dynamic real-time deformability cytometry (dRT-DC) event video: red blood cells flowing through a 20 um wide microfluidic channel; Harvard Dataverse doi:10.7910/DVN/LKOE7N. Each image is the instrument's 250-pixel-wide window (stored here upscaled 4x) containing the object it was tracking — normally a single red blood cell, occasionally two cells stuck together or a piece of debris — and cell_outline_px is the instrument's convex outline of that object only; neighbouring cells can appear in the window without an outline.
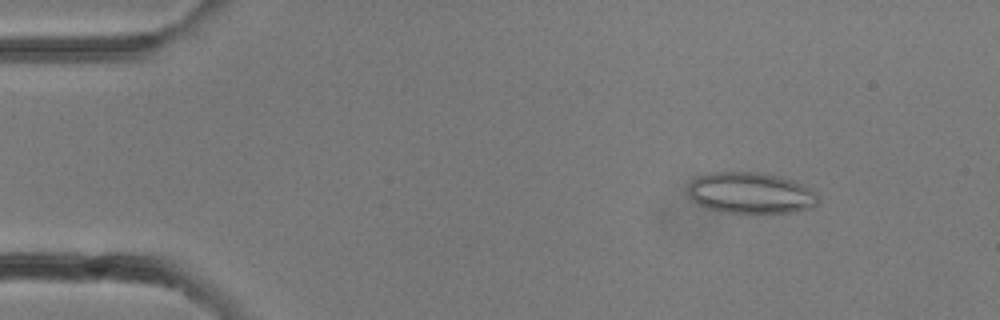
{"species": "common noctule bat (a hibernating species)", "species_latin": "Nyctalus noctula", "temperature_condition": "room temperature", "stored_images_in_passage": 11, "camera_frame_rate_fps": 3000, "um_per_image_px": 0.085, "animal": {"sex": "female"}, "frame": {"image": 1, "passage_image": 4, "time_ms": 1.0, "image_size_px": [1000, 320], "cell_outline_px": [[820, 200], [816, 204], [808, 208], [792, 212], [728, 212], [708, 208], [692, 200], [688, 188], [688, 184], [696, 176], [712, 172], [756, 172], [780, 176], [792, 180], [816, 192]], "centroid_in_image_um": [63.8, 16.38], "position_along_channel_um": 21.2, "area_um2": 30.87}}